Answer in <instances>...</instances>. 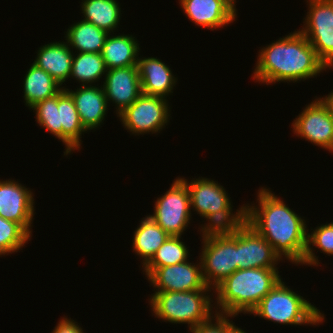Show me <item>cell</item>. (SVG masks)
Instances as JSON below:
<instances>
[{"label":"cell","instance_id":"obj_7","mask_svg":"<svg viewBox=\"0 0 333 333\" xmlns=\"http://www.w3.org/2000/svg\"><path fill=\"white\" fill-rule=\"evenodd\" d=\"M202 233L200 256L205 283L213 290L237 270V226Z\"/></svg>","mask_w":333,"mask_h":333},{"label":"cell","instance_id":"obj_33","mask_svg":"<svg viewBox=\"0 0 333 333\" xmlns=\"http://www.w3.org/2000/svg\"><path fill=\"white\" fill-rule=\"evenodd\" d=\"M328 107L330 114L333 118V92L331 91L327 96L319 97Z\"/></svg>","mask_w":333,"mask_h":333},{"label":"cell","instance_id":"obj_23","mask_svg":"<svg viewBox=\"0 0 333 333\" xmlns=\"http://www.w3.org/2000/svg\"><path fill=\"white\" fill-rule=\"evenodd\" d=\"M23 80V98L29 109L39 101L54 97L63 89V86L61 87L51 75L34 63L31 64Z\"/></svg>","mask_w":333,"mask_h":333},{"label":"cell","instance_id":"obj_12","mask_svg":"<svg viewBox=\"0 0 333 333\" xmlns=\"http://www.w3.org/2000/svg\"><path fill=\"white\" fill-rule=\"evenodd\" d=\"M188 261L159 268H143V274L156 291L213 290L205 283L200 259L198 264Z\"/></svg>","mask_w":333,"mask_h":333},{"label":"cell","instance_id":"obj_18","mask_svg":"<svg viewBox=\"0 0 333 333\" xmlns=\"http://www.w3.org/2000/svg\"><path fill=\"white\" fill-rule=\"evenodd\" d=\"M137 67L143 94L167 99L173 93L178 79L162 60L157 57H139Z\"/></svg>","mask_w":333,"mask_h":333},{"label":"cell","instance_id":"obj_24","mask_svg":"<svg viewBox=\"0 0 333 333\" xmlns=\"http://www.w3.org/2000/svg\"><path fill=\"white\" fill-rule=\"evenodd\" d=\"M64 38L75 53H101L108 33L94 24L81 20L72 24L65 32Z\"/></svg>","mask_w":333,"mask_h":333},{"label":"cell","instance_id":"obj_31","mask_svg":"<svg viewBox=\"0 0 333 333\" xmlns=\"http://www.w3.org/2000/svg\"><path fill=\"white\" fill-rule=\"evenodd\" d=\"M234 317L236 316L215 313L208 321L192 328L190 333H235V324L228 319Z\"/></svg>","mask_w":333,"mask_h":333},{"label":"cell","instance_id":"obj_26","mask_svg":"<svg viewBox=\"0 0 333 333\" xmlns=\"http://www.w3.org/2000/svg\"><path fill=\"white\" fill-rule=\"evenodd\" d=\"M107 73L101 53H74L70 77L76 79L82 86L95 85Z\"/></svg>","mask_w":333,"mask_h":333},{"label":"cell","instance_id":"obj_11","mask_svg":"<svg viewBox=\"0 0 333 333\" xmlns=\"http://www.w3.org/2000/svg\"><path fill=\"white\" fill-rule=\"evenodd\" d=\"M291 126L296 136L333 152V118L320 98L306 105Z\"/></svg>","mask_w":333,"mask_h":333},{"label":"cell","instance_id":"obj_30","mask_svg":"<svg viewBox=\"0 0 333 333\" xmlns=\"http://www.w3.org/2000/svg\"><path fill=\"white\" fill-rule=\"evenodd\" d=\"M30 109L35 112L39 126L62 141V127H58V94L39 101Z\"/></svg>","mask_w":333,"mask_h":333},{"label":"cell","instance_id":"obj_25","mask_svg":"<svg viewBox=\"0 0 333 333\" xmlns=\"http://www.w3.org/2000/svg\"><path fill=\"white\" fill-rule=\"evenodd\" d=\"M83 20L88 21L108 34L118 30L121 8L117 0H82Z\"/></svg>","mask_w":333,"mask_h":333},{"label":"cell","instance_id":"obj_19","mask_svg":"<svg viewBox=\"0 0 333 333\" xmlns=\"http://www.w3.org/2000/svg\"><path fill=\"white\" fill-rule=\"evenodd\" d=\"M34 64L51 75L61 86L71 75L73 51L66 41L50 42L37 50Z\"/></svg>","mask_w":333,"mask_h":333},{"label":"cell","instance_id":"obj_10","mask_svg":"<svg viewBox=\"0 0 333 333\" xmlns=\"http://www.w3.org/2000/svg\"><path fill=\"white\" fill-rule=\"evenodd\" d=\"M307 3L308 12L299 31L327 68H333V0H307Z\"/></svg>","mask_w":333,"mask_h":333},{"label":"cell","instance_id":"obj_35","mask_svg":"<svg viewBox=\"0 0 333 333\" xmlns=\"http://www.w3.org/2000/svg\"><path fill=\"white\" fill-rule=\"evenodd\" d=\"M235 333H247V332H245L243 329L235 325Z\"/></svg>","mask_w":333,"mask_h":333},{"label":"cell","instance_id":"obj_14","mask_svg":"<svg viewBox=\"0 0 333 333\" xmlns=\"http://www.w3.org/2000/svg\"><path fill=\"white\" fill-rule=\"evenodd\" d=\"M34 193L13 179L0 180V217L18 223L32 237Z\"/></svg>","mask_w":333,"mask_h":333},{"label":"cell","instance_id":"obj_1","mask_svg":"<svg viewBox=\"0 0 333 333\" xmlns=\"http://www.w3.org/2000/svg\"><path fill=\"white\" fill-rule=\"evenodd\" d=\"M257 193L258 205L245 204V222L266 239L282 260L298 266L307 248L309 229L305 219L270 188H259Z\"/></svg>","mask_w":333,"mask_h":333},{"label":"cell","instance_id":"obj_2","mask_svg":"<svg viewBox=\"0 0 333 333\" xmlns=\"http://www.w3.org/2000/svg\"><path fill=\"white\" fill-rule=\"evenodd\" d=\"M326 69L307 38L295 30L259 50L252 77L266 85L298 83L314 78Z\"/></svg>","mask_w":333,"mask_h":333},{"label":"cell","instance_id":"obj_34","mask_svg":"<svg viewBox=\"0 0 333 333\" xmlns=\"http://www.w3.org/2000/svg\"><path fill=\"white\" fill-rule=\"evenodd\" d=\"M226 1L236 12H237V8H236V0H224Z\"/></svg>","mask_w":333,"mask_h":333},{"label":"cell","instance_id":"obj_9","mask_svg":"<svg viewBox=\"0 0 333 333\" xmlns=\"http://www.w3.org/2000/svg\"><path fill=\"white\" fill-rule=\"evenodd\" d=\"M166 98L141 94L119 117L123 127L133 135L160 133L170 120Z\"/></svg>","mask_w":333,"mask_h":333},{"label":"cell","instance_id":"obj_4","mask_svg":"<svg viewBox=\"0 0 333 333\" xmlns=\"http://www.w3.org/2000/svg\"><path fill=\"white\" fill-rule=\"evenodd\" d=\"M179 178L187 185L191 209L207 221L200 232L232 229L245 221V204L233 213L230 196L220 183L203 177L191 181Z\"/></svg>","mask_w":333,"mask_h":333},{"label":"cell","instance_id":"obj_13","mask_svg":"<svg viewBox=\"0 0 333 333\" xmlns=\"http://www.w3.org/2000/svg\"><path fill=\"white\" fill-rule=\"evenodd\" d=\"M281 260L266 239L245 221L237 226V270L278 268Z\"/></svg>","mask_w":333,"mask_h":333},{"label":"cell","instance_id":"obj_27","mask_svg":"<svg viewBox=\"0 0 333 333\" xmlns=\"http://www.w3.org/2000/svg\"><path fill=\"white\" fill-rule=\"evenodd\" d=\"M181 237L169 236L143 268L165 267L189 260V249Z\"/></svg>","mask_w":333,"mask_h":333},{"label":"cell","instance_id":"obj_8","mask_svg":"<svg viewBox=\"0 0 333 333\" xmlns=\"http://www.w3.org/2000/svg\"><path fill=\"white\" fill-rule=\"evenodd\" d=\"M150 216L170 236H181L191 220L190 195L187 185L177 177L170 189L154 204Z\"/></svg>","mask_w":333,"mask_h":333},{"label":"cell","instance_id":"obj_16","mask_svg":"<svg viewBox=\"0 0 333 333\" xmlns=\"http://www.w3.org/2000/svg\"><path fill=\"white\" fill-rule=\"evenodd\" d=\"M179 4L191 22L212 31L237 18V12L224 0H179Z\"/></svg>","mask_w":333,"mask_h":333},{"label":"cell","instance_id":"obj_20","mask_svg":"<svg viewBox=\"0 0 333 333\" xmlns=\"http://www.w3.org/2000/svg\"><path fill=\"white\" fill-rule=\"evenodd\" d=\"M58 127H62L64 156L79 151L82 133L87 132L81 124L73 98L64 88L58 93Z\"/></svg>","mask_w":333,"mask_h":333},{"label":"cell","instance_id":"obj_29","mask_svg":"<svg viewBox=\"0 0 333 333\" xmlns=\"http://www.w3.org/2000/svg\"><path fill=\"white\" fill-rule=\"evenodd\" d=\"M30 239L18 223L0 217V257L18 252Z\"/></svg>","mask_w":333,"mask_h":333},{"label":"cell","instance_id":"obj_32","mask_svg":"<svg viewBox=\"0 0 333 333\" xmlns=\"http://www.w3.org/2000/svg\"><path fill=\"white\" fill-rule=\"evenodd\" d=\"M51 333H85L78 323L68 317H62Z\"/></svg>","mask_w":333,"mask_h":333},{"label":"cell","instance_id":"obj_5","mask_svg":"<svg viewBox=\"0 0 333 333\" xmlns=\"http://www.w3.org/2000/svg\"><path fill=\"white\" fill-rule=\"evenodd\" d=\"M211 291V289L186 292L155 291L148 302L152 314L159 320L174 324H188L191 330L213 316L215 311L212 304L214 301L210 298Z\"/></svg>","mask_w":333,"mask_h":333},{"label":"cell","instance_id":"obj_21","mask_svg":"<svg viewBox=\"0 0 333 333\" xmlns=\"http://www.w3.org/2000/svg\"><path fill=\"white\" fill-rule=\"evenodd\" d=\"M139 45L133 35L108 34L101 52L107 70L137 66L140 51Z\"/></svg>","mask_w":333,"mask_h":333},{"label":"cell","instance_id":"obj_22","mask_svg":"<svg viewBox=\"0 0 333 333\" xmlns=\"http://www.w3.org/2000/svg\"><path fill=\"white\" fill-rule=\"evenodd\" d=\"M169 236L150 216L142 218L132 240L133 251L141 258L142 268Z\"/></svg>","mask_w":333,"mask_h":333},{"label":"cell","instance_id":"obj_6","mask_svg":"<svg viewBox=\"0 0 333 333\" xmlns=\"http://www.w3.org/2000/svg\"><path fill=\"white\" fill-rule=\"evenodd\" d=\"M264 320L283 325H319L324 313L286 286L282 279L266 294L250 313Z\"/></svg>","mask_w":333,"mask_h":333},{"label":"cell","instance_id":"obj_3","mask_svg":"<svg viewBox=\"0 0 333 333\" xmlns=\"http://www.w3.org/2000/svg\"><path fill=\"white\" fill-rule=\"evenodd\" d=\"M279 268L238 269L214 290L215 313L250 314L263 297L282 279Z\"/></svg>","mask_w":333,"mask_h":333},{"label":"cell","instance_id":"obj_15","mask_svg":"<svg viewBox=\"0 0 333 333\" xmlns=\"http://www.w3.org/2000/svg\"><path fill=\"white\" fill-rule=\"evenodd\" d=\"M104 79L102 88L107 103H115L117 116L142 94L137 66L109 69Z\"/></svg>","mask_w":333,"mask_h":333},{"label":"cell","instance_id":"obj_17","mask_svg":"<svg viewBox=\"0 0 333 333\" xmlns=\"http://www.w3.org/2000/svg\"><path fill=\"white\" fill-rule=\"evenodd\" d=\"M63 88L73 98L84 129L88 132L99 128L108 111V103L102 85H80L75 89L76 91L64 86Z\"/></svg>","mask_w":333,"mask_h":333},{"label":"cell","instance_id":"obj_28","mask_svg":"<svg viewBox=\"0 0 333 333\" xmlns=\"http://www.w3.org/2000/svg\"><path fill=\"white\" fill-rule=\"evenodd\" d=\"M307 234V248L300 265L318 266V256L315 255V247L328 256L333 255V222L322 224ZM312 245V247H311Z\"/></svg>","mask_w":333,"mask_h":333}]
</instances>
